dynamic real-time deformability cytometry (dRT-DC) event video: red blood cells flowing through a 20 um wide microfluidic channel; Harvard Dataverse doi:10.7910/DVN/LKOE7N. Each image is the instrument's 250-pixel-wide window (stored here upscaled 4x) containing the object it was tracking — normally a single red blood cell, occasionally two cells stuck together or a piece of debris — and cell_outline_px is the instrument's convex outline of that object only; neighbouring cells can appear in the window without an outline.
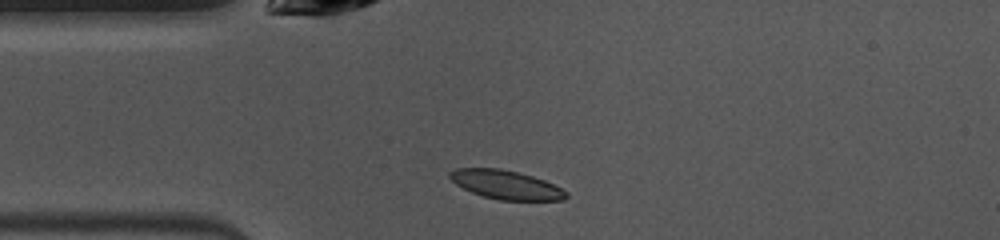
{"species": "common noctule bat (a hibernating species)", "species_latin": "Nyctalus noctula", "temperature_condition": "warm", "stored_images_in_passage": 39, "camera_frame_rate_fps": 3000, "um_per_image_px": 0.085, "animal": {"sex": "female", "body_mass_g": 10.0, "forearm_length_mm": 53.1}, "frame": {"image": 1, "passage_image": 1, "time_ms": 0.0, "image_size_px": [1000, 240], "cell_outline_px": [[568, 196], [564, 200], [500, 200], [484, 196], [472, 192], [456, 184], [448, 176], [448, 172], [456, 168], [500, 168], [532, 176], [544, 180], [568, 192]], "centroid_in_image_um": [43.0, 15.7], "position_along_channel_um": 42.0, "area_um2": 19.36}}
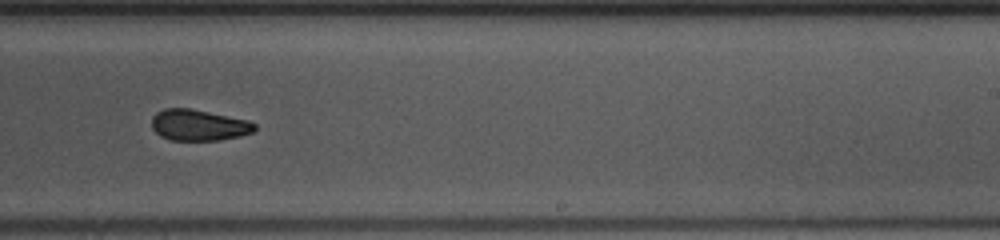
{"frame": {"image": 2, "passage_image": 19, "time_ms": 6.0, "image_size_px": [1000, 240], "cell_outline_px": [[256, 128], [252, 132], [240, 136], [220, 140], [172, 140], [160, 136], [152, 128], [152, 116], [156, 112], [164, 108], [192, 108], [248, 120], [256, 124]], "centroid_in_image_um": [16.88, 10.62], "position_along_channel_um": 272.1, "area_um2": 18.79}}
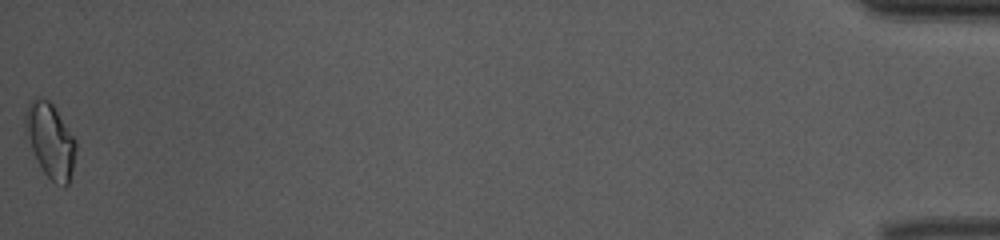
{"frame": {"image": 3, "passage_image": 39, "time_ms": 12.667, "image_size_px": [1000, 240], "cell_outline_px": [[76, 152], [68, 184], [64, 188], [56, 184], [44, 172], [24, 132], [24, 112], [28, 104], [32, 100], [48, 100], [52, 104], [76, 140]], "centroid_in_image_um": [4.27, 11.95], "position_along_channel_um": 430.9, "area_um2": 21.5}, "authors_computed_cell_mechanics": {"area_um2": 19.5942, "velocity_mm_per_s": 4.0082, "shape_relaxation_time_tau1_ms": 4.2232, "shape_relaxation_time_tau2_ms": 2.8746, "deformation_change_tau1": 0.1205, "deformation_change_tau2": 0.0891}}